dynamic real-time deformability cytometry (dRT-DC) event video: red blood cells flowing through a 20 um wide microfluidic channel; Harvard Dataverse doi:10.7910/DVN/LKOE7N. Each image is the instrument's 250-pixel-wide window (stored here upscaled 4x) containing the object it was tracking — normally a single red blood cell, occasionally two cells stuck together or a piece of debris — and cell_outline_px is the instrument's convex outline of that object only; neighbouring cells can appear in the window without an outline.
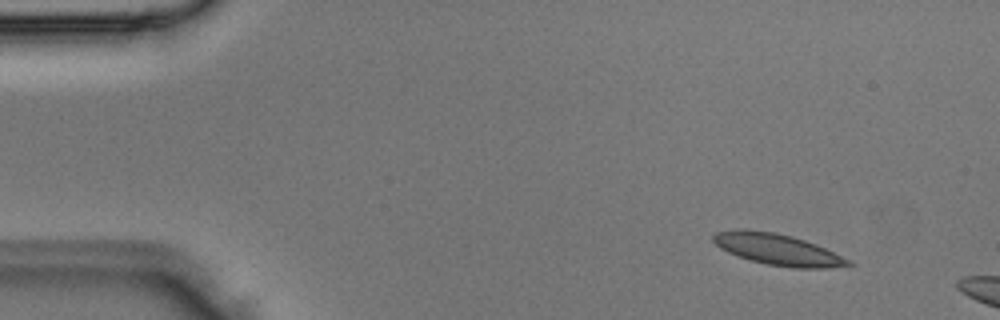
{"species": "Egyptian fruit bat (a non-hibernating species)", "species_latin": "Rousettus aegyptiacus", "temperature_condition": "room temperature", "stored_images_in_passage": 3, "camera_frame_rate_fps": 3000, "um_per_image_px": 0.085, "animal": {"sex": "male"}, "frame": {"image": 1, "passage_image": 1, "time_ms": 0.0, "image_size_px": [1000, 320], "cell_outline_px": [[856, 264], [824, 268], [792, 268], [768, 264], [752, 260], [728, 252], [720, 248], [712, 240], [712, 236], [716, 232], [736, 228], [744, 228], [776, 232], [792, 236], [816, 244]], "centroid_in_image_um": [66.04, 21.18], "position_along_channel_um": 19.0, "area_um2": 24.39}}